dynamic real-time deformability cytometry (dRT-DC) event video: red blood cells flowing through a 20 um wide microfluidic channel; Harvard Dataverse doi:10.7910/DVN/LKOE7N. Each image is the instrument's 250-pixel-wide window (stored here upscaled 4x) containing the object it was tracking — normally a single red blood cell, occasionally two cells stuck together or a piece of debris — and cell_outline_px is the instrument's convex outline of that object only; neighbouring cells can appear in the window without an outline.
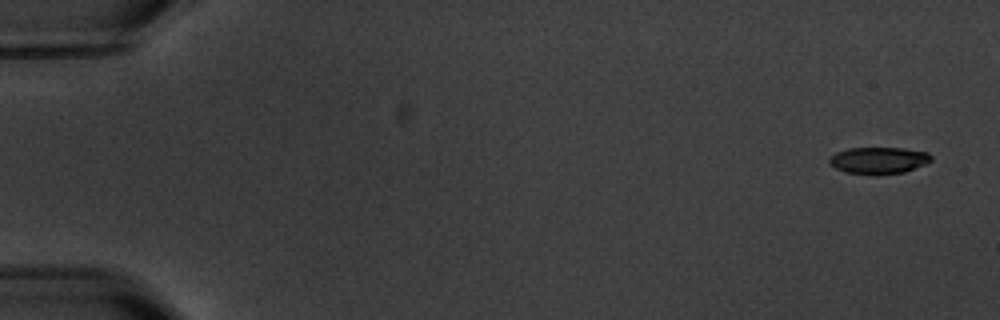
{"species": "common noctule bat (a hibernating species)", "species_latin": "Nyctalus noctula", "temperature_condition": "warm", "stored_images_in_passage": 6, "camera_frame_rate_fps": 3000, "um_per_image_px": 0.085, "animal": {"sex": "male", "body_mass_g": 20.1, "forearm_length_mm": 53.5}, "frame": {"image": 1, "passage_image": 1, "time_ms": 0.0, "image_size_px": [1000, 320], "cell_outline_px": [[932, 160], [924, 164], [904, 172], [848, 172], [836, 168], [828, 164], [828, 160], [836, 152], [848, 148], [900, 148], [928, 152], [932, 156]], "centroid_in_image_um": [74.68, 13.58], "position_along_channel_um": 10.3, "area_um2": 15.14}}
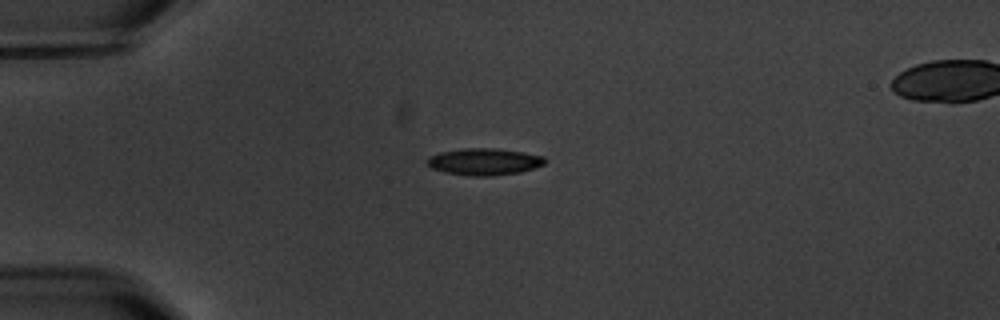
{"frame": {"image": 2, "passage_image": 4, "time_ms": 4.333, "image_size_px": [1000, 320], "cell_outline_px": [[544, 164], [520, 172], [488, 176], [468, 176], [444, 172], [432, 168], [424, 160], [428, 156], [440, 152], [464, 148], [496, 148], [524, 152], [544, 156]], "centroid_in_image_um": [41.1, 13.74], "position_along_channel_um": 43.9, "area_um2": 18.44}}